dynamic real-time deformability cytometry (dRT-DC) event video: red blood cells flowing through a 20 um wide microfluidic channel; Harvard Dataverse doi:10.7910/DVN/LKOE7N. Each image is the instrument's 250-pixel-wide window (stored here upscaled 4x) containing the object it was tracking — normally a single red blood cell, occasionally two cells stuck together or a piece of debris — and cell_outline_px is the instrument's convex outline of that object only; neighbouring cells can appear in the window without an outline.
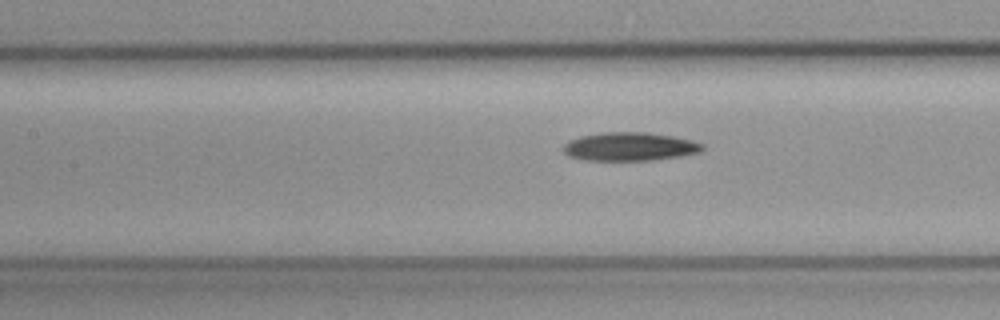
{"species": "common noctule bat (a hibernating species)", "species_latin": "Nyctalus noctula", "temperature_condition": "cold", "stored_images_in_passage": 25, "camera_frame_rate_fps": 3000, "um_per_image_px": 0.085, "animal": {"sex": "female", "body_mass_g": 19.3, "forearm_length_mm": 54.1}, "frame": {"image": 1, "passage_image": 22, "time_ms": 7.0, "image_size_px": [1000, 320], "cell_outline_px": [[704, 148], [700, 152], [680, 156], [652, 160], [584, 160], [568, 156], [564, 152], [564, 144], [580, 136], [600, 132], [648, 132], [672, 136], [692, 140], [704, 144]], "centroid_in_image_um": [53.54, 12.46], "position_along_channel_um": 153.9, "area_um2": 23.06}}